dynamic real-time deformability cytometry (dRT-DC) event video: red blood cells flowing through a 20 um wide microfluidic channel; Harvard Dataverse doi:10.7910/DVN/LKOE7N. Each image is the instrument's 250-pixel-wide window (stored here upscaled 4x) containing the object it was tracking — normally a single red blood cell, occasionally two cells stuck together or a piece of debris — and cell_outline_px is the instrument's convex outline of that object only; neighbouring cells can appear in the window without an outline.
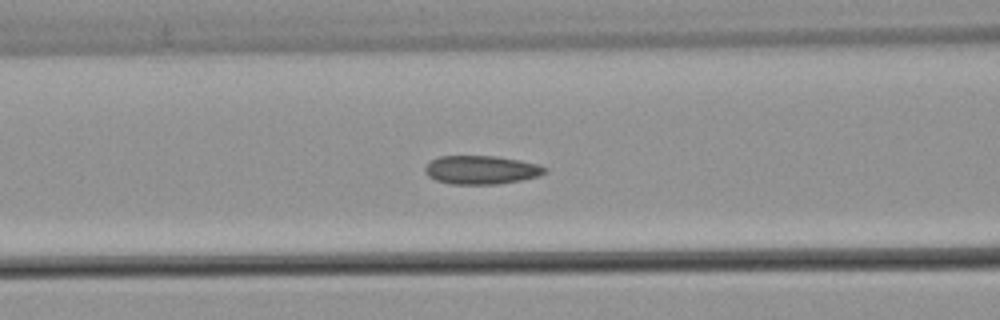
{"species": "common noctule bat (a hibernating species)", "species_latin": "Nyctalus noctula", "temperature_condition": "warm", "stored_images_in_passage": 39, "camera_frame_rate_fps": 3000, "um_per_image_px": 0.085, "animal": {"sex": "male", "body_mass_g": 21.5, "forearm_length_mm": 52.0}, "frame": {"image": 1, "passage_image": 17, "time_ms": 5.333, "image_size_px": [1000, 320], "cell_outline_px": [[548, 172], [540, 176], [520, 180], [496, 184], [452, 184], [436, 180], [428, 176], [424, 172], [424, 168], [432, 160], [440, 156], [496, 156], [520, 160], [540, 164], [548, 168]], "centroid_in_image_um": [40.95, 14.44], "position_along_channel_um": 125.6, "area_um2": 20.06}, "authors_computed_cell_mechanics": {"area_um2": 19.941, "velocity_mm_per_s": 3.8655, "shape_relaxation_time_tau1_ms": null, "shape_relaxation_time_tau2_ms": 1.9807, "deformation_change_tau1": null, "deformation_change_tau2": 0.0675}}